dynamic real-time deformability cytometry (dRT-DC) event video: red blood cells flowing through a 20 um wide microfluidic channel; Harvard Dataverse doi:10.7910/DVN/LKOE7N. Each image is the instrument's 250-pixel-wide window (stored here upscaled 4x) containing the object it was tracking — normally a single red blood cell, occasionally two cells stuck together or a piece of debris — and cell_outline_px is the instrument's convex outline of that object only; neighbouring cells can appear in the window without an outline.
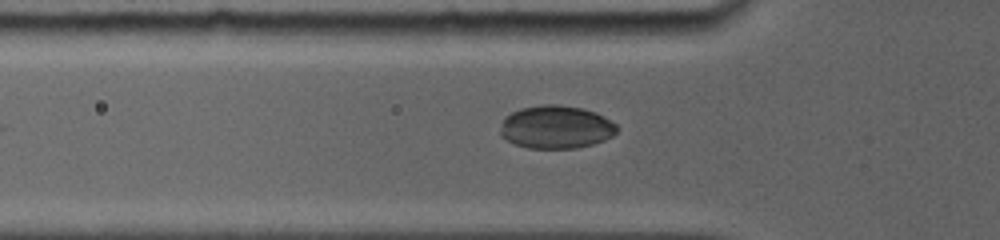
{"species": "common noctule bat (a hibernating species)", "species_latin": "Nyctalus noctula", "temperature_condition": "room temperature", "stored_images_in_passage": 34, "camera_frame_rate_fps": 5000, "um_per_image_px": 0.085, "animal": {"sex": "female", "body_mass_g": 19.0, "forearm_length_mm": 56.7}, "frame": {"image": 1, "passage_image": 2, "time_ms": 0.2, "image_size_px": [1000, 240], "cell_outline_px": [[616, 132], [612, 136], [604, 140], [592, 144], [576, 148], [528, 148], [516, 144], [500, 136], [500, 132], [504, 116], [520, 108], [544, 104], [560, 104], [584, 108], [596, 112], [616, 124]], "centroid_in_image_um": [47.25, 10.79], "position_along_channel_um": 78.5, "area_um2": 29.3}}
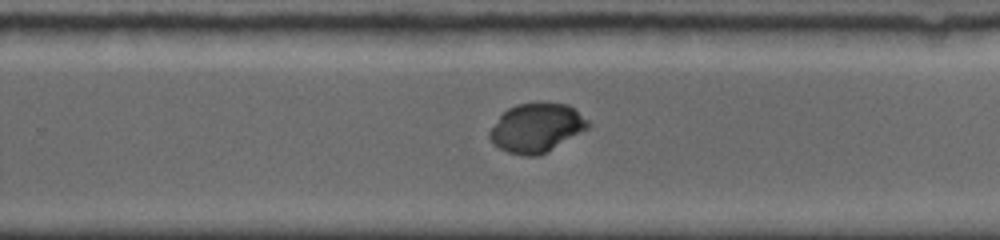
{"frame": {"image": 2, "passage_image": 20, "time_ms": 5.4, "image_size_px": [1000, 240], "cell_outline_px": [[592, 124], [588, 128], [544, 152], [536, 156], [524, 156], [508, 152], [500, 148], [488, 136], [488, 132], [500, 116], [508, 108], [516, 104], [568, 104], [588, 120]], "centroid_in_image_um": [45.59, 10.86], "position_along_channel_um": 284.2, "area_um2": 27.22}}
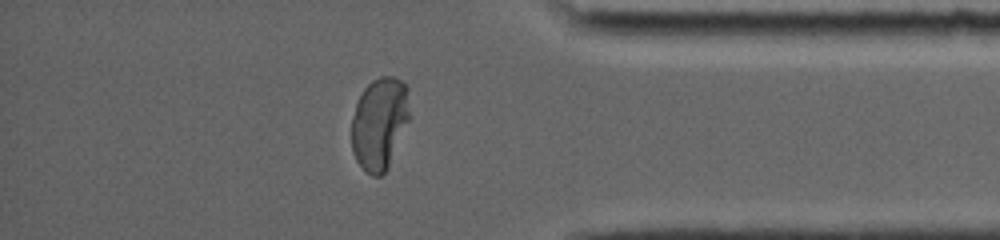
{"frame": {"image": 3, "passage_image": 34, "time_ms": 8.6, "image_size_px": [1000, 240], "cell_outline_px": [[412, 116], [388, 168], [380, 176], [372, 176], [356, 160], [352, 152], [352, 120], [356, 104], [364, 88], [372, 80], [380, 76], [392, 76], [400, 80], [408, 88]], "centroid_in_image_um": [32.31, 10.46], "position_along_channel_um": 402.9, "area_um2": 31.62}}